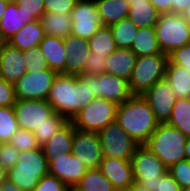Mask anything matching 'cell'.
Segmentation results:
<instances>
[{
    "label": "cell",
    "instance_id": "obj_24",
    "mask_svg": "<svg viewBox=\"0 0 190 191\" xmlns=\"http://www.w3.org/2000/svg\"><path fill=\"white\" fill-rule=\"evenodd\" d=\"M45 32L40 20H34L25 24L10 40L7 41L11 46L21 51L39 47L44 39Z\"/></svg>",
    "mask_w": 190,
    "mask_h": 191
},
{
    "label": "cell",
    "instance_id": "obj_30",
    "mask_svg": "<svg viewBox=\"0 0 190 191\" xmlns=\"http://www.w3.org/2000/svg\"><path fill=\"white\" fill-rule=\"evenodd\" d=\"M88 43L94 55L107 57L117 49L110 26L100 27Z\"/></svg>",
    "mask_w": 190,
    "mask_h": 191
},
{
    "label": "cell",
    "instance_id": "obj_55",
    "mask_svg": "<svg viewBox=\"0 0 190 191\" xmlns=\"http://www.w3.org/2000/svg\"><path fill=\"white\" fill-rule=\"evenodd\" d=\"M67 191H84V190H81V189L77 188L76 186H70V187H68Z\"/></svg>",
    "mask_w": 190,
    "mask_h": 191
},
{
    "label": "cell",
    "instance_id": "obj_11",
    "mask_svg": "<svg viewBox=\"0 0 190 191\" xmlns=\"http://www.w3.org/2000/svg\"><path fill=\"white\" fill-rule=\"evenodd\" d=\"M20 129L33 132L45 123H52L55 113L47 100H20L13 105Z\"/></svg>",
    "mask_w": 190,
    "mask_h": 191
},
{
    "label": "cell",
    "instance_id": "obj_16",
    "mask_svg": "<svg viewBox=\"0 0 190 191\" xmlns=\"http://www.w3.org/2000/svg\"><path fill=\"white\" fill-rule=\"evenodd\" d=\"M48 168L49 174L60 179L68 187L75 186L88 170L73 153L58 155Z\"/></svg>",
    "mask_w": 190,
    "mask_h": 191
},
{
    "label": "cell",
    "instance_id": "obj_21",
    "mask_svg": "<svg viewBox=\"0 0 190 191\" xmlns=\"http://www.w3.org/2000/svg\"><path fill=\"white\" fill-rule=\"evenodd\" d=\"M39 48L46 58L49 69L57 74H65L67 54L64 46V38L45 35Z\"/></svg>",
    "mask_w": 190,
    "mask_h": 191
},
{
    "label": "cell",
    "instance_id": "obj_2",
    "mask_svg": "<svg viewBox=\"0 0 190 191\" xmlns=\"http://www.w3.org/2000/svg\"><path fill=\"white\" fill-rule=\"evenodd\" d=\"M116 122L139 145H143L158 126L150 105L141 95H132L118 105Z\"/></svg>",
    "mask_w": 190,
    "mask_h": 191
},
{
    "label": "cell",
    "instance_id": "obj_42",
    "mask_svg": "<svg viewBox=\"0 0 190 191\" xmlns=\"http://www.w3.org/2000/svg\"><path fill=\"white\" fill-rule=\"evenodd\" d=\"M77 0H45V12L71 14Z\"/></svg>",
    "mask_w": 190,
    "mask_h": 191
},
{
    "label": "cell",
    "instance_id": "obj_18",
    "mask_svg": "<svg viewBox=\"0 0 190 191\" xmlns=\"http://www.w3.org/2000/svg\"><path fill=\"white\" fill-rule=\"evenodd\" d=\"M99 169L116 190L129 188L135 182L130 160L103 157Z\"/></svg>",
    "mask_w": 190,
    "mask_h": 191
},
{
    "label": "cell",
    "instance_id": "obj_13",
    "mask_svg": "<svg viewBox=\"0 0 190 191\" xmlns=\"http://www.w3.org/2000/svg\"><path fill=\"white\" fill-rule=\"evenodd\" d=\"M72 153L87 169L99 168L103 154L98 133L82 131L74 127Z\"/></svg>",
    "mask_w": 190,
    "mask_h": 191
},
{
    "label": "cell",
    "instance_id": "obj_43",
    "mask_svg": "<svg viewBox=\"0 0 190 191\" xmlns=\"http://www.w3.org/2000/svg\"><path fill=\"white\" fill-rule=\"evenodd\" d=\"M168 60L173 64L187 68L190 72V43L175 49L168 55Z\"/></svg>",
    "mask_w": 190,
    "mask_h": 191
},
{
    "label": "cell",
    "instance_id": "obj_6",
    "mask_svg": "<svg viewBox=\"0 0 190 191\" xmlns=\"http://www.w3.org/2000/svg\"><path fill=\"white\" fill-rule=\"evenodd\" d=\"M154 28L161 52L166 55L190 43V26L181 14H161Z\"/></svg>",
    "mask_w": 190,
    "mask_h": 191
},
{
    "label": "cell",
    "instance_id": "obj_29",
    "mask_svg": "<svg viewBox=\"0 0 190 191\" xmlns=\"http://www.w3.org/2000/svg\"><path fill=\"white\" fill-rule=\"evenodd\" d=\"M130 50L137 57L163 53L158 45L155 28H139Z\"/></svg>",
    "mask_w": 190,
    "mask_h": 191
},
{
    "label": "cell",
    "instance_id": "obj_1",
    "mask_svg": "<svg viewBox=\"0 0 190 191\" xmlns=\"http://www.w3.org/2000/svg\"><path fill=\"white\" fill-rule=\"evenodd\" d=\"M93 75L58 74L47 97L55 113L68 121L95 98L93 95Z\"/></svg>",
    "mask_w": 190,
    "mask_h": 191
},
{
    "label": "cell",
    "instance_id": "obj_57",
    "mask_svg": "<svg viewBox=\"0 0 190 191\" xmlns=\"http://www.w3.org/2000/svg\"><path fill=\"white\" fill-rule=\"evenodd\" d=\"M8 1L9 3H19L21 0H6Z\"/></svg>",
    "mask_w": 190,
    "mask_h": 191
},
{
    "label": "cell",
    "instance_id": "obj_31",
    "mask_svg": "<svg viewBox=\"0 0 190 191\" xmlns=\"http://www.w3.org/2000/svg\"><path fill=\"white\" fill-rule=\"evenodd\" d=\"M168 125L177 128L185 136L190 137V100L189 98L176 99L172 108Z\"/></svg>",
    "mask_w": 190,
    "mask_h": 191
},
{
    "label": "cell",
    "instance_id": "obj_38",
    "mask_svg": "<svg viewBox=\"0 0 190 191\" xmlns=\"http://www.w3.org/2000/svg\"><path fill=\"white\" fill-rule=\"evenodd\" d=\"M167 171L177 181L181 189L190 186V161L181 160L171 165Z\"/></svg>",
    "mask_w": 190,
    "mask_h": 191
},
{
    "label": "cell",
    "instance_id": "obj_10",
    "mask_svg": "<svg viewBox=\"0 0 190 191\" xmlns=\"http://www.w3.org/2000/svg\"><path fill=\"white\" fill-rule=\"evenodd\" d=\"M57 75L51 69L40 72L27 71L14 84L16 99L46 100Z\"/></svg>",
    "mask_w": 190,
    "mask_h": 191
},
{
    "label": "cell",
    "instance_id": "obj_22",
    "mask_svg": "<svg viewBox=\"0 0 190 191\" xmlns=\"http://www.w3.org/2000/svg\"><path fill=\"white\" fill-rule=\"evenodd\" d=\"M74 126L68 121L42 147L48 165L60 154L72 153Z\"/></svg>",
    "mask_w": 190,
    "mask_h": 191
},
{
    "label": "cell",
    "instance_id": "obj_50",
    "mask_svg": "<svg viewBox=\"0 0 190 191\" xmlns=\"http://www.w3.org/2000/svg\"><path fill=\"white\" fill-rule=\"evenodd\" d=\"M132 191H149L146 187H143L140 183L134 182L130 187Z\"/></svg>",
    "mask_w": 190,
    "mask_h": 191
},
{
    "label": "cell",
    "instance_id": "obj_39",
    "mask_svg": "<svg viewBox=\"0 0 190 191\" xmlns=\"http://www.w3.org/2000/svg\"><path fill=\"white\" fill-rule=\"evenodd\" d=\"M20 151L10 143H0V166L6 171L13 168L18 160Z\"/></svg>",
    "mask_w": 190,
    "mask_h": 191
},
{
    "label": "cell",
    "instance_id": "obj_8",
    "mask_svg": "<svg viewBox=\"0 0 190 191\" xmlns=\"http://www.w3.org/2000/svg\"><path fill=\"white\" fill-rule=\"evenodd\" d=\"M134 181L149 191H157L159 177L167 172L163 162L144 145H139L131 158Z\"/></svg>",
    "mask_w": 190,
    "mask_h": 191
},
{
    "label": "cell",
    "instance_id": "obj_48",
    "mask_svg": "<svg viewBox=\"0 0 190 191\" xmlns=\"http://www.w3.org/2000/svg\"><path fill=\"white\" fill-rule=\"evenodd\" d=\"M190 4V0H173L172 13L182 14Z\"/></svg>",
    "mask_w": 190,
    "mask_h": 191
},
{
    "label": "cell",
    "instance_id": "obj_54",
    "mask_svg": "<svg viewBox=\"0 0 190 191\" xmlns=\"http://www.w3.org/2000/svg\"><path fill=\"white\" fill-rule=\"evenodd\" d=\"M7 171L0 166V184L6 179Z\"/></svg>",
    "mask_w": 190,
    "mask_h": 191
},
{
    "label": "cell",
    "instance_id": "obj_49",
    "mask_svg": "<svg viewBox=\"0 0 190 191\" xmlns=\"http://www.w3.org/2000/svg\"><path fill=\"white\" fill-rule=\"evenodd\" d=\"M0 191H24L7 178L0 184Z\"/></svg>",
    "mask_w": 190,
    "mask_h": 191
},
{
    "label": "cell",
    "instance_id": "obj_40",
    "mask_svg": "<svg viewBox=\"0 0 190 191\" xmlns=\"http://www.w3.org/2000/svg\"><path fill=\"white\" fill-rule=\"evenodd\" d=\"M68 186L54 175L47 174L42 177L33 191H67Z\"/></svg>",
    "mask_w": 190,
    "mask_h": 191
},
{
    "label": "cell",
    "instance_id": "obj_5",
    "mask_svg": "<svg viewBox=\"0 0 190 191\" xmlns=\"http://www.w3.org/2000/svg\"><path fill=\"white\" fill-rule=\"evenodd\" d=\"M168 55L164 53L137 57L129 88L132 95H143L156 82L165 78Z\"/></svg>",
    "mask_w": 190,
    "mask_h": 191
},
{
    "label": "cell",
    "instance_id": "obj_53",
    "mask_svg": "<svg viewBox=\"0 0 190 191\" xmlns=\"http://www.w3.org/2000/svg\"><path fill=\"white\" fill-rule=\"evenodd\" d=\"M184 151L186 159L190 161V137L187 138Z\"/></svg>",
    "mask_w": 190,
    "mask_h": 191
},
{
    "label": "cell",
    "instance_id": "obj_15",
    "mask_svg": "<svg viewBox=\"0 0 190 191\" xmlns=\"http://www.w3.org/2000/svg\"><path fill=\"white\" fill-rule=\"evenodd\" d=\"M92 88L95 98L100 97L117 105L132 96L129 81L106 72L93 75Z\"/></svg>",
    "mask_w": 190,
    "mask_h": 191
},
{
    "label": "cell",
    "instance_id": "obj_37",
    "mask_svg": "<svg viewBox=\"0 0 190 191\" xmlns=\"http://www.w3.org/2000/svg\"><path fill=\"white\" fill-rule=\"evenodd\" d=\"M8 143L13 145L20 152L40 147L33 132L26 129H19Z\"/></svg>",
    "mask_w": 190,
    "mask_h": 191
},
{
    "label": "cell",
    "instance_id": "obj_3",
    "mask_svg": "<svg viewBox=\"0 0 190 191\" xmlns=\"http://www.w3.org/2000/svg\"><path fill=\"white\" fill-rule=\"evenodd\" d=\"M187 138L180 130L167 123L158 124L143 145L169 168L171 165L186 159L184 149Z\"/></svg>",
    "mask_w": 190,
    "mask_h": 191
},
{
    "label": "cell",
    "instance_id": "obj_28",
    "mask_svg": "<svg viewBox=\"0 0 190 191\" xmlns=\"http://www.w3.org/2000/svg\"><path fill=\"white\" fill-rule=\"evenodd\" d=\"M41 25L45 35L66 38L71 35V14L45 12L41 18Z\"/></svg>",
    "mask_w": 190,
    "mask_h": 191
},
{
    "label": "cell",
    "instance_id": "obj_19",
    "mask_svg": "<svg viewBox=\"0 0 190 191\" xmlns=\"http://www.w3.org/2000/svg\"><path fill=\"white\" fill-rule=\"evenodd\" d=\"M64 46L68 58L65 75H82L91 53L88 40L70 35L64 38Z\"/></svg>",
    "mask_w": 190,
    "mask_h": 191
},
{
    "label": "cell",
    "instance_id": "obj_17",
    "mask_svg": "<svg viewBox=\"0 0 190 191\" xmlns=\"http://www.w3.org/2000/svg\"><path fill=\"white\" fill-rule=\"evenodd\" d=\"M26 72L23 51L5 42L0 50V78L14 85Z\"/></svg>",
    "mask_w": 190,
    "mask_h": 191
},
{
    "label": "cell",
    "instance_id": "obj_12",
    "mask_svg": "<svg viewBox=\"0 0 190 191\" xmlns=\"http://www.w3.org/2000/svg\"><path fill=\"white\" fill-rule=\"evenodd\" d=\"M71 35L89 40L103 26L95 0H77L71 11Z\"/></svg>",
    "mask_w": 190,
    "mask_h": 191
},
{
    "label": "cell",
    "instance_id": "obj_52",
    "mask_svg": "<svg viewBox=\"0 0 190 191\" xmlns=\"http://www.w3.org/2000/svg\"><path fill=\"white\" fill-rule=\"evenodd\" d=\"M181 15L183 16L187 24L190 26V4Z\"/></svg>",
    "mask_w": 190,
    "mask_h": 191
},
{
    "label": "cell",
    "instance_id": "obj_25",
    "mask_svg": "<svg viewBox=\"0 0 190 191\" xmlns=\"http://www.w3.org/2000/svg\"><path fill=\"white\" fill-rule=\"evenodd\" d=\"M130 4L128 18L138 28H154L161 15L149 0H127Z\"/></svg>",
    "mask_w": 190,
    "mask_h": 191
},
{
    "label": "cell",
    "instance_id": "obj_33",
    "mask_svg": "<svg viewBox=\"0 0 190 191\" xmlns=\"http://www.w3.org/2000/svg\"><path fill=\"white\" fill-rule=\"evenodd\" d=\"M75 186L84 191H116L99 168L88 169L84 177Z\"/></svg>",
    "mask_w": 190,
    "mask_h": 191
},
{
    "label": "cell",
    "instance_id": "obj_58",
    "mask_svg": "<svg viewBox=\"0 0 190 191\" xmlns=\"http://www.w3.org/2000/svg\"><path fill=\"white\" fill-rule=\"evenodd\" d=\"M116 191H132L130 188H125V189H120V190H116Z\"/></svg>",
    "mask_w": 190,
    "mask_h": 191
},
{
    "label": "cell",
    "instance_id": "obj_23",
    "mask_svg": "<svg viewBox=\"0 0 190 191\" xmlns=\"http://www.w3.org/2000/svg\"><path fill=\"white\" fill-rule=\"evenodd\" d=\"M137 56L130 49L117 48L106 57L105 72L130 80Z\"/></svg>",
    "mask_w": 190,
    "mask_h": 191
},
{
    "label": "cell",
    "instance_id": "obj_9",
    "mask_svg": "<svg viewBox=\"0 0 190 191\" xmlns=\"http://www.w3.org/2000/svg\"><path fill=\"white\" fill-rule=\"evenodd\" d=\"M98 136L103 157L131 160L139 146L116 121L101 129Z\"/></svg>",
    "mask_w": 190,
    "mask_h": 191
},
{
    "label": "cell",
    "instance_id": "obj_51",
    "mask_svg": "<svg viewBox=\"0 0 190 191\" xmlns=\"http://www.w3.org/2000/svg\"><path fill=\"white\" fill-rule=\"evenodd\" d=\"M8 3L9 2L6 1V0H0V21H1L3 15L5 13V9H6L7 5H8Z\"/></svg>",
    "mask_w": 190,
    "mask_h": 191
},
{
    "label": "cell",
    "instance_id": "obj_56",
    "mask_svg": "<svg viewBox=\"0 0 190 191\" xmlns=\"http://www.w3.org/2000/svg\"><path fill=\"white\" fill-rule=\"evenodd\" d=\"M5 41L2 39L1 34H0V50L2 49L3 44Z\"/></svg>",
    "mask_w": 190,
    "mask_h": 191
},
{
    "label": "cell",
    "instance_id": "obj_36",
    "mask_svg": "<svg viewBox=\"0 0 190 191\" xmlns=\"http://www.w3.org/2000/svg\"><path fill=\"white\" fill-rule=\"evenodd\" d=\"M23 57L27 71L40 72L49 69L46 58L41 53L39 47L30 48L23 51Z\"/></svg>",
    "mask_w": 190,
    "mask_h": 191
},
{
    "label": "cell",
    "instance_id": "obj_4",
    "mask_svg": "<svg viewBox=\"0 0 190 191\" xmlns=\"http://www.w3.org/2000/svg\"><path fill=\"white\" fill-rule=\"evenodd\" d=\"M48 173L47 158L40 146L37 149L21 151L16 165L7 171L6 178L21 190L33 191L40 179Z\"/></svg>",
    "mask_w": 190,
    "mask_h": 191
},
{
    "label": "cell",
    "instance_id": "obj_27",
    "mask_svg": "<svg viewBox=\"0 0 190 191\" xmlns=\"http://www.w3.org/2000/svg\"><path fill=\"white\" fill-rule=\"evenodd\" d=\"M165 79L169 82L171 90L177 99L190 96V72L187 68L171 63L166 66Z\"/></svg>",
    "mask_w": 190,
    "mask_h": 191
},
{
    "label": "cell",
    "instance_id": "obj_35",
    "mask_svg": "<svg viewBox=\"0 0 190 191\" xmlns=\"http://www.w3.org/2000/svg\"><path fill=\"white\" fill-rule=\"evenodd\" d=\"M68 120L59 113L52 115V123H45L33 131L40 146H43Z\"/></svg>",
    "mask_w": 190,
    "mask_h": 191
},
{
    "label": "cell",
    "instance_id": "obj_14",
    "mask_svg": "<svg viewBox=\"0 0 190 191\" xmlns=\"http://www.w3.org/2000/svg\"><path fill=\"white\" fill-rule=\"evenodd\" d=\"M142 97L150 105L156 121L159 124L168 123L177 99L175 93L171 90L169 82L165 78L156 82Z\"/></svg>",
    "mask_w": 190,
    "mask_h": 191
},
{
    "label": "cell",
    "instance_id": "obj_41",
    "mask_svg": "<svg viewBox=\"0 0 190 191\" xmlns=\"http://www.w3.org/2000/svg\"><path fill=\"white\" fill-rule=\"evenodd\" d=\"M106 56L90 53L82 75H99L105 72Z\"/></svg>",
    "mask_w": 190,
    "mask_h": 191
},
{
    "label": "cell",
    "instance_id": "obj_45",
    "mask_svg": "<svg viewBox=\"0 0 190 191\" xmlns=\"http://www.w3.org/2000/svg\"><path fill=\"white\" fill-rule=\"evenodd\" d=\"M45 0H21L20 3L24 5L27 11L34 20H40L41 16L45 13Z\"/></svg>",
    "mask_w": 190,
    "mask_h": 191
},
{
    "label": "cell",
    "instance_id": "obj_47",
    "mask_svg": "<svg viewBox=\"0 0 190 191\" xmlns=\"http://www.w3.org/2000/svg\"><path fill=\"white\" fill-rule=\"evenodd\" d=\"M160 14L172 13L173 0H149Z\"/></svg>",
    "mask_w": 190,
    "mask_h": 191
},
{
    "label": "cell",
    "instance_id": "obj_20",
    "mask_svg": "<svg viewBox=\"0 0 190 191\" xmlns=\"http://www.w3.org/2000/svg\"><path fill=\"white\" fill-rule=\"evenodd\" d=\"M24 8L20 2L8 3L0 21V34L5 42L10 40L25 24L34 21Z\"/></svg>",
    "mask_w": 190,
    "mask_h": 191
},
{
    "label": "cell",
    "instance_id": "obj_7",
    "mask_svg": "<svg viewBox=\"0 0 190 191\" xmlns=\"http://www.w3.org/2000/svg\"><path fill=\"white\" fill-rule=\"evenodd\" d=\"M117 107V104L106 99L94 98L73 117L71 122L76 129L98 133L116 121Z\"/></svg>",
    "mask_w": 190,
    "mask_h": 191
},
{
    "label": "cell",
    "instance_id": "obj_32",
    "mask_svg": "<svg viewBox=\"0 0 190 191\" xmlns=\"http://www.w3.org/2000/svg\"><path fill=\"white\" fill-rule=\"evenodd\" d=\"M110 28L119 49H130L139 29L129 18L112 24Z\"/></svg>",
    "mask_w": 190,
    "mask_h": 191
},
{
    "label": "cell",
    "instance_id": "obj_26",
    "mask_svg": "<svg viewBox=\"0 0 190 191\" xmlns=\"http://www.w3.org/2000/svg\"><path fill=\"white\" fill-rule=\"evenodd\" d=\"M103 26L128 18L130 4L127 0H95Z\"/></svg>",
    "mask_w": 190,
    "mask_h": 191
},
{
    "label": "cell",
    "instance_id": "obj_44",
    "mask_svg": "<svg viewBox=\"0 0 190 191\" xmlns=\"http://www.w3.org/2000/svg\"><path fill=\"white\" fill-rule=\"evenodd\" d=\"M16 100L14 85L0 78V106H13Z\"/></svg>",
    "mask_w": 190,
    "mask_h": 191
},
{
    "label": "cell",
    "instance_id": "obj_46",
    "mask_svg": "<svg viewBox=\"0 0 190 191\" xmlns=\"http://www.w3.org/2000/svg\"><path fill=\"white\" fill-rule=\"evenodd\" d=\"M180 185L167 171L162 177H159L157 191H181Z\"/></svg>",
    "mask_w": 190,
    "mask_h": 191
},
{
    "label": "cell",
    "instance_id": "obj_34",
    "mask_svg": "<svg viewBox=\"0 0 190 191\" xmlns=\"http://www.w3.org/2000/svg\"><path fill=\"white\" fill-rule=\"evenodd\" d=\"M13 106H0V143H8L19 130Z\"/></svg>",
    "mask_w": 190,
    "mask_h": 191
},
{
    "label": "cell",
    "instance_id": "obj_59",
    "mask_svg": "<svg viewBox=\"0 0 190 191\" xmlns=\"http://www.w3.org/2000/svg\"><path fill=\"white\" fill-rule=\"evenodd\" d=\"M181 191H190V186L185 187L184 189H182Z\"/></svg>",
    "mask_w": 190,
    "mask_h": 191
}]
</instances>
